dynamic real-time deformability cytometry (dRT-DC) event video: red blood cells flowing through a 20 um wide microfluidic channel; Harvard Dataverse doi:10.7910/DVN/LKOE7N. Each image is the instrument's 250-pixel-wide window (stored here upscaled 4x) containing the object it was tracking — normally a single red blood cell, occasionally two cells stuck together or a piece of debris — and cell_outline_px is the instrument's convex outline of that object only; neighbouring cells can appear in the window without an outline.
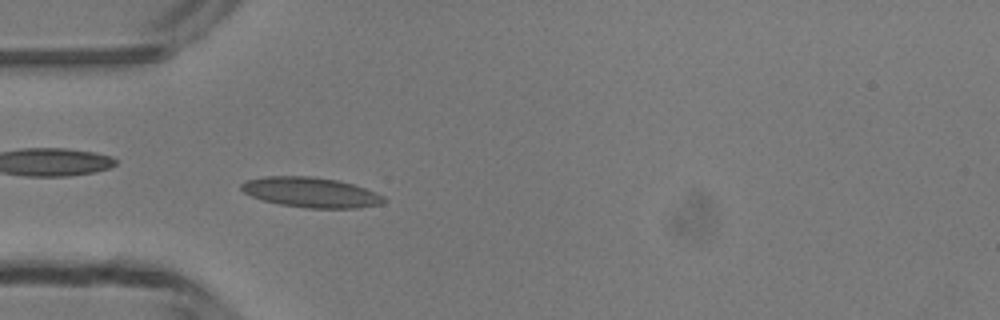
{"species": "common noctule bat (a hibernating species)", "species_latin": "Nyctalus noctula", "temperature_condition": "room temperature", "stored_images_in_passage": 40, "camera_frame_rate_fps": 3000, "um_per_image_px": 0.085, "animal": {"sex": "male", "body_mass_g": 13.3}, "frame": {"image": 1, "passage_image": 6, "time_ms": 1.667, "image_size_px": [1000, 320], "cell_outline_px": [[388, 200], [380, 204], [360, 208], [308, 208], [280, 204], [264, 200], [252, 196], [244, 192], [240, 188], [240, 184], [244, 180], [264, 176], [312, 176], [340, 180], [376, 192], [384, 196]], "centroid_in_image_um": [26.43, 16.34], "position_along_channel_um": 58.6, "area_um2": 25.14}}
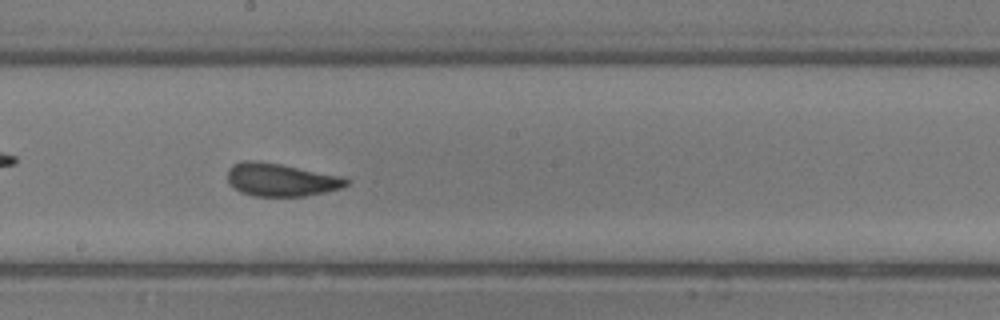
{"frame": {"image": 2, "passage_image": 18, "time_ms": 5.667, "image_size_px": [1000, 320], "cell_outline_px": [[352, 180], [344, 188], [304, 196], [252, 196], [240, 192], [228, 184], [228, 168], [232, 164], [244, 160], [252, 160], [280, 164], [344, 176]], "centroid_in_image_um": [23.9, 15.28], "position_along_channel_um": 224.3, "area_um2": 23.12}}
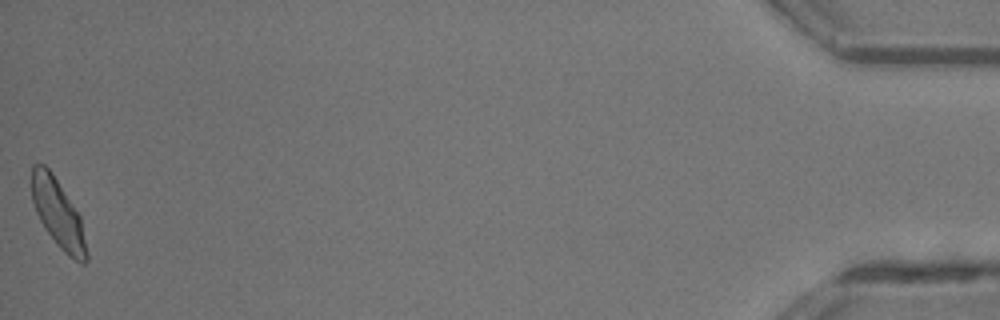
{"frame": {"image": 3, "passage_image": 40, "time_ms": 13.0, "image_size_px": [1000, 320], "cell_outline_px": [[88, 260], [84, 264], [80, 264], [68, 256], [56, 244], [44, 228], [36, 212], [32, 200], [32, 164], [44, 164], [48, 168], [80, 216], [88, 252]], "centroid_in_image_um": [4.94, 18.22], "position_along_channel_um": 430.3, "area_um2": 21.62}, "authors_computed_cell_mechanics": {"area_um2": 22.6287, "velocity_mm_per_s": 4.2081, "shape_relaxation_time_tau1_ms": 2.9425, "shape_relaxation_time_tau2_ms": 0.7182, "deformation_change_tau1": 0.1059, "deformation_change_tau2": 0.0527}}